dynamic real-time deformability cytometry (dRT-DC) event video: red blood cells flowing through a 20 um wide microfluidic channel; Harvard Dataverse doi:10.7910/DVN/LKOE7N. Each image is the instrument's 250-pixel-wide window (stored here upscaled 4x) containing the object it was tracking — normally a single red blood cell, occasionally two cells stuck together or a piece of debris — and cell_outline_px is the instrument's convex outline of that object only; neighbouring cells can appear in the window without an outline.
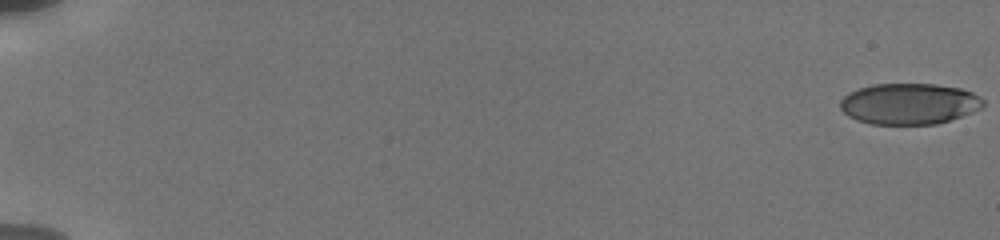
{"species": "human", "species_latin": "Homo sapiens", "temperature_condition": "cold", "stored_images_in_passage": 44, "camera_frame_rate_fps": 3000, "um_per_image_px": 0.085, "donor": {"sex": "male"}, "frame": {"image": 1, "passage_image": 1, "time_ms": 0.0, "image_size_px": [1000, 240], "cell_outline_px": [[984, 104], [980, 108], [972, 112], [936, 124], [868, 124], [856, 120], [848, 116], [840, 108], [840, 100], [848, 92], [872, 84], [936, 84], [960, 88], [972, 92], [984, 100]], "centroid_in_image_um": [77.24, 8.82], "position_along_channel_um": 7.8, "area_um2": 34.22}}
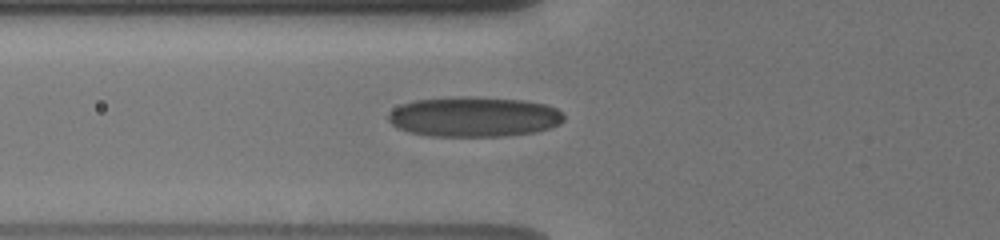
{"frame": {"image": 2, "passage_image": 15, "time_ms": 7.333, "image_size_px": [1000, 240], "cell_outline_px": [[564, 120], [560, 124], [536, 132], [500, 136], [428, 136], [408, 132], [396, 128], [388, 120], [388, 112], [400, 104], [416, 100], [460, 96], [476, 96], [524, 100], [548, 104], [556, 108], [564, 116]], "centroid_in_image_um": [40.27, 9.92], "position_along_channel_um": 85.5, "area_um2": 41.44}}
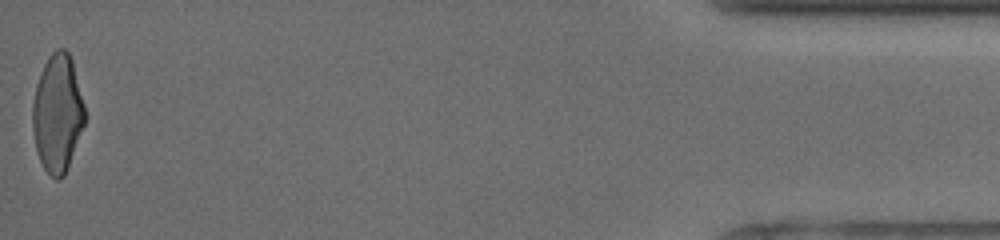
{"frame": {"image": 3, "passage_image": 44, "time_ms": 18.333, "image_size_px": [1000, 240], "cell_outline_px": [[88, 116], [64, 176], [60, 180], [56, 180], [44, 168], [36, 152], [32, 128], [32, 104], [36, 84], [40, 72], [48, 56], [56, 48], [64, 48], [68, 52], [72, 60]], "centroid_in_image_um": [4.9, 9.62], "position_along_channel_um": 430.3, "area_um2": 36.36}, "authors_computed_cell_mechanics": {"area_um2": 36.7608, "velocity_mm_per_s": 3.8424, "shape_relaxation_time_tau1_ms": 6.5494, "shape_relaxation_time_tau2_ms": 1.1539, "deformation_change_tau1": 0.1891, "deformation_change_tau2": 0.0814}}